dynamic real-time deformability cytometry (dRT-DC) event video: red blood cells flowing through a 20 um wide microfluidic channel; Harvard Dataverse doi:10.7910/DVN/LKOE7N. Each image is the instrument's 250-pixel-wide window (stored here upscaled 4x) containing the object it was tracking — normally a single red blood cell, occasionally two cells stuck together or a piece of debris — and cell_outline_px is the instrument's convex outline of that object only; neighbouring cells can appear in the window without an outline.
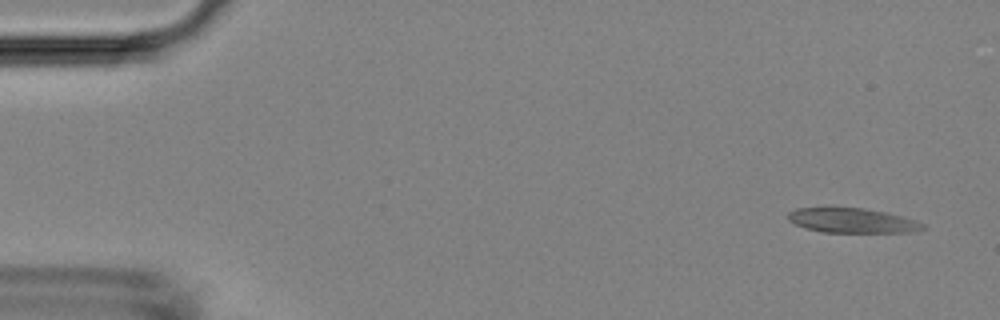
{"species": "Egyptian fruit bat (a non-hibernating species)", "species_latin": "Rousettus aegyptiacus", "temperature_condition": "room temperature", "stored_images_in_passage": 5, "camera_frame_rate_fps": 3000, "um_per_image_px": 0.085, "animal": {"sex": "female"}, "frame": {"image": 1, "passage_image": 5, "time_ms": 5.0, "image_size_px": [1000, 320], "cell_outline_px": [[928, 228], [912, 232], [824, 232], [804, 228], [788, 220], [788, 212], [796, 208], [832, 204], [864, 208], [884, 212], [916, 220], [924, 224]], "centroid_in_image_um": [72.36, 18.69], "position_along_channel_um": 12.6, "area_um2": 20.23}}